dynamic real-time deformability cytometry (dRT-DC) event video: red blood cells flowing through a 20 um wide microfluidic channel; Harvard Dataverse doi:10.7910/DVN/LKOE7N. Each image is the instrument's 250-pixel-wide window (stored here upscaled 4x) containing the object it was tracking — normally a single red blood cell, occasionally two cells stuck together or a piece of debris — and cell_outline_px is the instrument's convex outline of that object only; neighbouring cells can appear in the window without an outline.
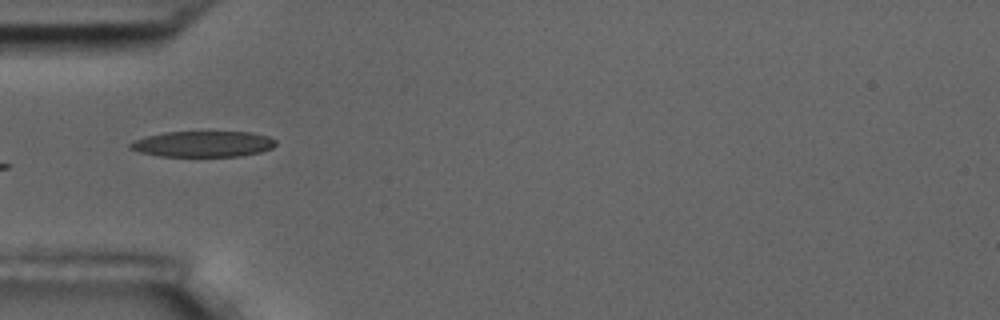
{"species": "common noctule bat (a hibernating species)", "species_latin": "Nyctalus noctula", "temperature_condition": "room temperature", "stored_images_in_passage": 9, "camera_frame_rate_fps": 3000, "um_per_image_px": 0.085, "animal": {"sex": "male", "body_mass_g": 17.5, "forearm_length_mm": 52.3}, "frame": {"image": 1, "passage_image": 3, "time_ms": 2.333, "image_size_px": [1000, 320], "cell_outline_px": [[276, 144], [272, 148], [260, 152], [240, 156], [160, 156], [140, 152], [128, 148], [128, 144], [132, 140], [144, 136], [164, 132], [252, 132], [268, 136], [276, 140]], "centroid_in_image_um": [17.22, 12.23], "position_along_channel_um": 67.8, "area_um2": 22.08}}
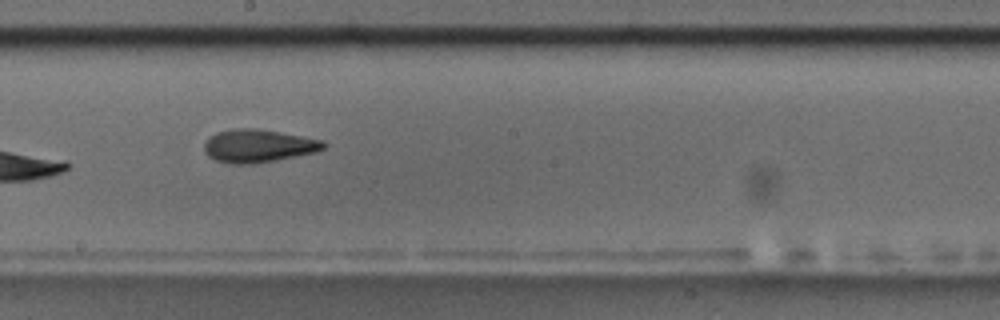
{"frame": {"image": 2, "passage_image": 7, "time_ms": 6.667, "image_size_px": [1000, 320], "cell_outline_px": [[328, 144], [324, 148], [316, 152], [276, 160], [252, 164], [232, 164], [216, 160], [208, 156], [204, 152], [204, 144], [208, 136], [216, 132], [232, 128], [256, 128], [324, 140]], "centroid_in_image_um": [21.93, 12.39], "position_along_channel_um": 226.3, "area_um2": 23.12}}
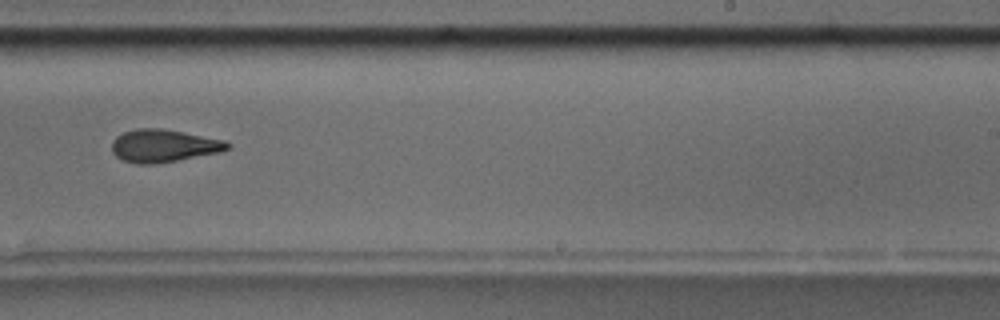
{"frame": {"image": 3, "passage_image": 8, "time_ms": 8.0, "image_size_px": [1000, 320], "cell_outline_px": [[232, 148], [220, 152], [156, 164], [136, 164], [124, 160], [116, 156], [112, 152], [112, 140], [116, 136], [124, 132], [136, 128], [160, 128], [184, 132], [224, 140], [232, 144]], "centroid_in_image_um": [13.92, 12.39], "position_along_channel_um": 275.1, "area_um2": 22.14}}